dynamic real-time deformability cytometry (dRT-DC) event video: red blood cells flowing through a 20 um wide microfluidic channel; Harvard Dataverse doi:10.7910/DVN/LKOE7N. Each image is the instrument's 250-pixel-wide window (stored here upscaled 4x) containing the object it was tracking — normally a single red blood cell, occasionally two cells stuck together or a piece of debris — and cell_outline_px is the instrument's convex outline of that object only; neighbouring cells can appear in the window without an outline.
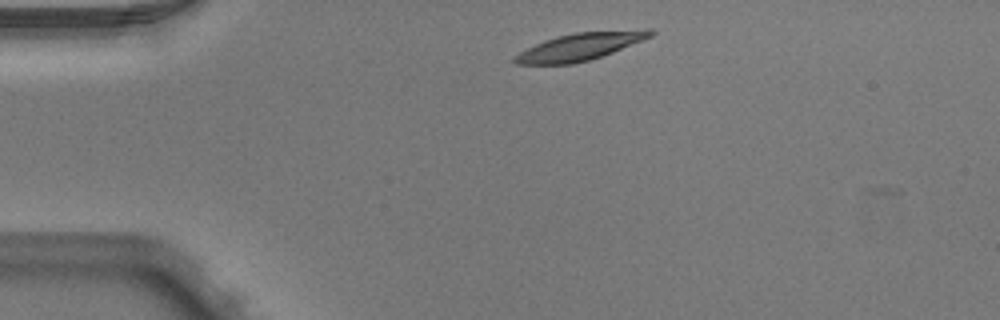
{"species": "Egyptian fruit bat (a non-hibernating species)", "species_latin": "Rousettus aegyptiacus", "temperature_condition": "warm", "stored_images_in_passage": 3, "segment_of_instrument_passage": [2, 2], "camera_frame_rate_fps": 3000, "um_per_image_px": 0.085, "animal": {"sex": "male"}, "frame": {"image": 1, "passage_image": 3, "time_ms": 0.667, "image_size_px": [1000, 320], "cell_outline_px": [[656, 32], [652, 36], [644, 40], [612, 52], [588, 60], [572, 64], [516, 64], [512, 60], [512, 56], [544, 40], [556, 36], [576, 32], [644, 28], [652, 28]], "centroid_in_image_um": [49.36, 3.93], "position_along_channel_um": 35.6, "area_um2": 21.85}}